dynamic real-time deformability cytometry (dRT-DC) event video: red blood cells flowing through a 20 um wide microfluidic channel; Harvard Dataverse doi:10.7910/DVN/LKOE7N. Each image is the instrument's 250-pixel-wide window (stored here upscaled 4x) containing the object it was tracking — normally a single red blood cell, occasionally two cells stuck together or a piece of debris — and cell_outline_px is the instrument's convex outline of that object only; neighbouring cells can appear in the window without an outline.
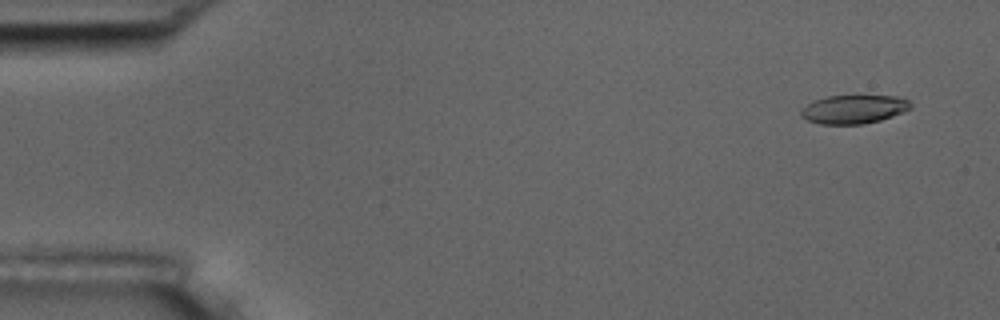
{"species": "common noctule bat (a hibernating species)", "species_latin": "Nyctalus noctula", "temperature_condition": "room temperature", "stored_images_in_passage": 6, "camera_frame_rate_fps": 3000, "um_per_image_px": 0.085, "animal": {"sex": "male", "body_mass_g": 17.5, "forearm_length_mm": 52.3}, "frame": {"image": 1, "passage_image": 1, "time_ms": 0.0, "image_size_px": [1000, 320], "cell_outline_px": [[912, 108], [904, 112], [880, 120], [864, 124], [820, 124], [808, 120], [800, 116], [800, 108], [816, 100], [828, 96], [900, 96], [908, 100], [912, 104]], "centroid_in_image_um": [72.59, 9.29], "position_along_channel_um": 12.4, "area_um2": 18.32}}
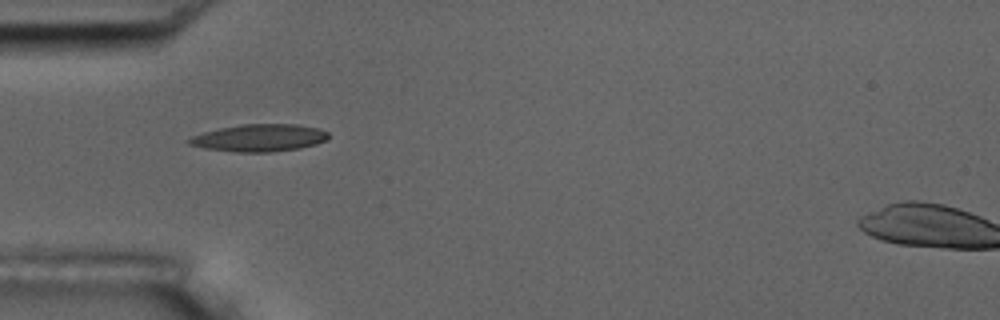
{"frame": {"image": 2, "passage_image": 5, "time_ms": 4.667, "image_size_px": [1000, 320], "cell_outline_px": [[328, 140], [316, 144], [300, 148], [268, 152], [236, 152], [204, 148], [188, 144], [184, 140], [192, 136], [204, 132], [220, 128], [240, 124], [296, 124], [316, 128], [328, 132]], "centroid_in_image_um": [22.02, 11.72], "position_along_channel_um": 63.0, "area_um2": 22.2}}